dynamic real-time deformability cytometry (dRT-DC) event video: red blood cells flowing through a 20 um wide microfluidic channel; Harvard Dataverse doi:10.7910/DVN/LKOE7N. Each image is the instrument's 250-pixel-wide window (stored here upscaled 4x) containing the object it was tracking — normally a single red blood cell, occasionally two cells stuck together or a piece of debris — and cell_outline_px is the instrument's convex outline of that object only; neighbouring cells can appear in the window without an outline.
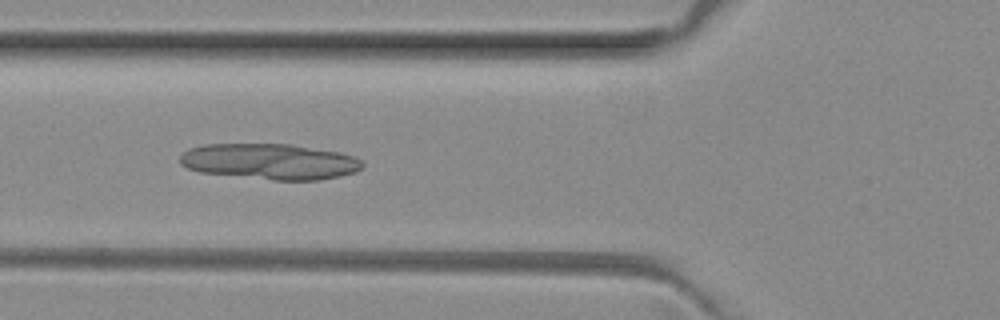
{"species": "common noctule bat (a hibernating species)", "species_latin": "Nyctalus noctula", "temperature_condition": "room temperature", "stored_images_in_passage": 5, "camera_frame_rate_fps": 3000, "um_per_image_px": 0.085, "animal": {"sex": "female", "body_mass_g": 29.2, "forearm_length_mm": 56.3}, "frame": {"image": 1, "passage_image": 3, "time_ms": 0.667, "image_size_px": [1000, 320], "cell_outline_px": [[364, 164], [356, 172], [340, 176], [320, 180], [272, 180], [200, 172], [188, 168], [180, 164], [180, 156], [188, 148], [204, 144], [292, 144], [340, 152], [352, 156], [360, 160]], "centroid_in_image_um": [22.93, 13.73], "position_along_channel_um": 102.9, "area_um2": 38.15}}
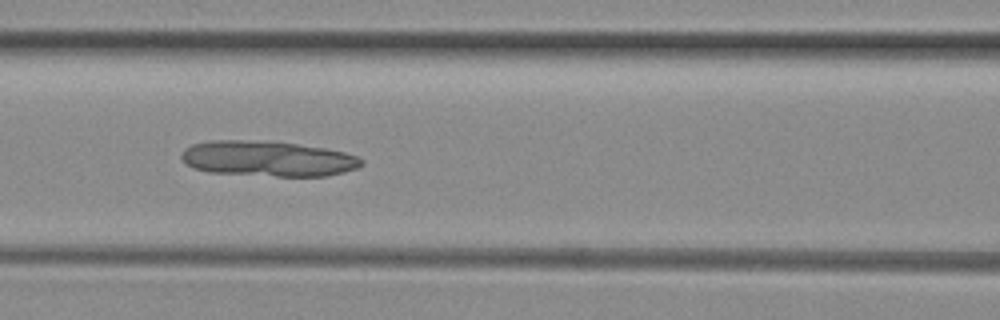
{"frame": {"image": 2, "passage_image": 4, "time_ms": 1.0, "image_size_px": [1000, 320], "cell_outline_px": [[364, 164], [356, 168], [344, 172], [328, 176], [276, 176], [208, 172], [192, 168], [184, 164], [180, 156], [180, 152], [184, 148], [192, 144], [212, 140], [244, 140], [296, 144], [324, 148], [344, 152], [356, 156], [364, 160]], "centroid_in_image_um": [22.71, 13.49], "position_along_channel_um": 143.9, "area_um2": 37.22}}
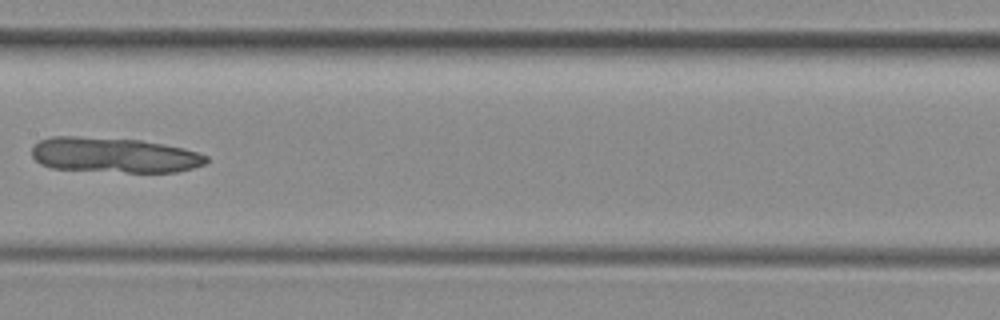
{"frame": {"image": 3, "passage_image": 5, "time_ms": 1.333, "image_size_px": [1000, 320], "cell_outline_px": [[208, 160], [204, 164], [192, 168], [176, 172], [128, 172], [52, 168], [40, 164], [32, 156], [32, 148], [40, 140], [52, 136], [76, 136], [140, 140], [164, 144], [184, 148], [208, 156]], "centroid_in_image_um": [9.7, 13.18], "position_along_channel_um": 197.7, "area_um2": 35.6}}